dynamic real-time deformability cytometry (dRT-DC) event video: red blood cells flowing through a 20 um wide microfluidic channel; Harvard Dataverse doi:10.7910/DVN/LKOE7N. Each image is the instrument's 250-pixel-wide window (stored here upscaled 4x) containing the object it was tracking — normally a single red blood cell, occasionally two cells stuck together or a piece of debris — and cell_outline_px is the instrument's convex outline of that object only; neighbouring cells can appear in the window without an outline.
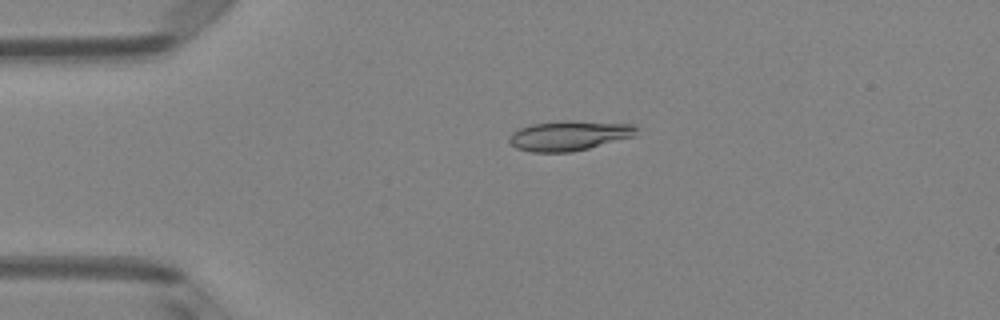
{"species": "Egyptian fruit bat (a non-hibernating species)", "species_latin": "Rousettus aegyptiacus", "temperature_condition": "room temperature", "stored_images_in_passage": 2, "camera_frame_rate_fps": 3000, "um_per_image_px": 0.085, "animal": {"sex": "female"}, "frame": {"image": 1, "passage_image": 1, "time_ms": 0.0, "image_size_px": [1000, 320], "cell_outline_px": [[640, 128], [636, 136], [572, 152], [532, 152], [516, 148], [508, 140], [512, 132], [520, 128], [532, 124], [568, 120], [572, 120], [636, 124]], "centroid_in_image_um": [48.44, 11.52], "position_along_channel_um": 36.6, "area_um2": 22.37}}